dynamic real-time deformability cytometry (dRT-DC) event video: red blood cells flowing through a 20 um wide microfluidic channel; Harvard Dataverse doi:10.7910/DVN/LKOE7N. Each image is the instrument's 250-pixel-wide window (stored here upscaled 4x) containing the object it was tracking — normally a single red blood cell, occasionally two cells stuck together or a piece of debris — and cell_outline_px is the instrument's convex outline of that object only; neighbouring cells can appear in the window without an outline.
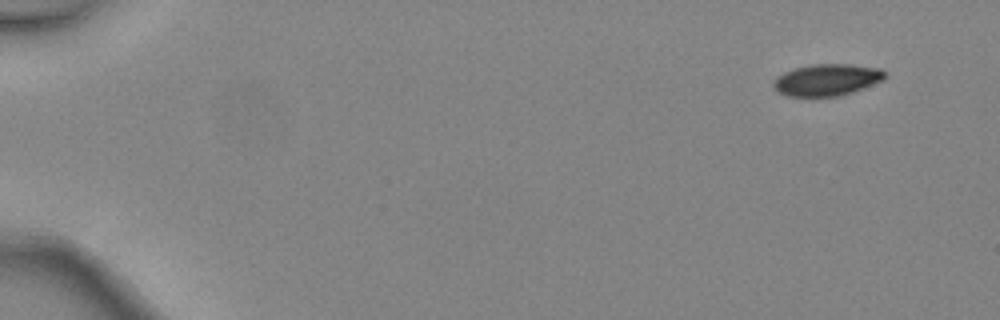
{"species": "common noctule bat (a hibernating species)", "species_latin": "Nyctalus noctula", "temperature_condition": "warm", "stored_images_in_passage": 5, "segment_of_instrument_passage": [1, 2], "camera_frame_rate_fps": 3000, "um_per_image_px": 0.085, "animal": {"sex": "female", "body_mass_g": 24.6, "forearm_length_mm": 56.2}, "frame": {"image": 1, "passage_image": 1, "time_ms": 0.0, "image_size_px": [1000, 320], "cell_outline_px": [[888, 76], [884, 80], [852, 92], [840, 96], [788, 96], [780, 92], [772, 84], [776, 76], [784, 72], [796, 68], [812, 64], [848, 64], [880, 68]], "centroid_in_image_um": [70.31, 6.78], "position_along_channel_um": 14.7, "area_um2": 20.52}}